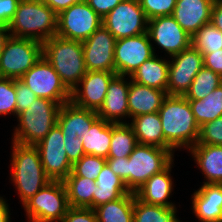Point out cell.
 <instances>
[{
	"label": "cell",
	"instance_id": "obj_19",
	"mask_svg": "<svg viewBox=\"0 0 222 222\" xmlns=\"http://www.w3.org/2000/svg\"><path fill=\"white\" fill-rule=\"evenodd\" d=\"M191 199L192 213L199 222H222V184H203Z\"/></svg>",
	"mask_w": 222,
	"mask_h": 222
},
{
	"label": "cell",
	"instance_id": "obj_50",
	"mask_svg": "<svg viewBox=\"0 0 222 222\" xmlns=\"http://www.w3.org/2000/svg\"><path fill=\"white\" fill-rule=\"evenodd\" d=\"M10 37L8 26H0V56L3 52L6 40Z\"/></svg>",
	"mask_w": 222,
	"mask_h": 222
},
{
	"label": "cell",
	"instance_id": "obj_24",
	"mask_svg": "<svg viewBox=\"0 0 222 222\" xmlns=\"http://www.w3.org/2000/svg\"><path fill=\"white\" fill-rule=\"evenodd\" d=\"M188 152L204 175L203 184H222V145L195 144Z\"/></svg>",
	"mask_w": 222,
	"mask_h": 222
},
{
	"label": "cell",
	"instance_id": "obj_10",
	"mask_svg": "<svg viewBox=\"0 0 222 222\" xmlns=\"http://www.w3.org/2000/svg\"><path fill=\"white\" fill-rule=\"evenodd\" d=\"M101 25L102 17L83 0L57 15L56 35L68 40L84 41Z\"/></svg>",
	"mask_w": 222,
	"mask_h": 222
},
{
	"label": "cell",
	"instance_id": "obj_7",
	"mask_svg": "<svg viewBox=\"0 0 222 222\" xmlns=\"http://www.w3.org/2000/svg\"><path fill=\"white\" fill-rule=\"evenodd\" d=\"M22 206L28 222H61L70 207L63 181H50Z\"/></svg>",
	"mask_w": 222,
	"mask_h": 222
},
{
	"label": "cell",
	"instance_id": "obj_22",
	"mask_svg": "<svg viewBox=\"0 0 222 222\" xmlns=\"http://www.w3.org/2000/svg\"><path fill=\"white\" fill-rule=\"evenodd\" d=\"M166 96V91L130 81L128 92L129 118L158 112Z\"/></svg>",
	"mask_w": 222,
	"mask_h": 222
},
{
	"label": "cell",
	"instance_id": "obj_13",
	"mask_svg": "<svg viewBox=\"0 0 222 222\" xmlns=\"http://www.w3.org/2000/svg\"><path fill=\"white\" fill-rule=\"evenodd\" d=\"M35 147L47 176L52 181H64L72 171V164L67 158L60 127L56 124Z\"/></svg>",
	"mask_w": 222,
	"mask_h": 222
},
{
	"label": "cell",
	"instance_id": "obj_21",
	"mask_svg": "<svg viewBox=\"0 0 222 222\" xmlns=\"http://www.w3.org/2000/svg\"><path fill=\"white\" fill-rule=\"evenodd\" d=\"M174 161L160 173L151 176L134 193L135 196L148 204L161 205L168 208L176 207L175 203L168 201L174 190L171 169Z\"/></svg>",
	"mask_w": 222,
	"mask_h": 222
},
{
	"label": "cell",
	"instance_id": "obj_42",
	"mask_svg": "<svg viewBox=\"0 0 222 222\" xmlns=\"http://www.w3.org/2000/svg\"><path fill=\"white\" fill-rule=\"evenodd\" d=\"M63 139L67 158L73 165L83 155H85L81 138L78 136H63Z\"/></svg>",
	"mask_w": 222,
	"mask_h": 222
},
{
	"label": "cell",
	"instance_id": "obj_20",
	"mask_svg": "<svg viewBox=\"0 0 222 222\" xmlns=\"http://www.w3.org/2000/svg\"><path fill=\"white\" fill-rule=\"evenodd\" d=\"M215 0H177L173 18L191 36L203 25L210 23Z\"/></svg>",
	"mask_w": 222,
	"mask_h": 222
},
{
	"label": "cell",
	"instance_id": "obj_8",
	"mask_svg": "<svg viewBox=\"0 0 222 222\" xmlns=\"http://www.w3.org/2000/svg\"><path fill=\"white\" fill-rule=\"evenodd\" d=\"M42 57V42L10 36L0 56V77L20 79Z\"/></svg>",
	"mask_w": 222,
	"mask_h": 222
},
{
	"label": "cell",
	"instance_id": "obj_16",
	"mask_svg": "<svg viewBox=\"0 0 222 222\" xmlns=\"http://www.w3.org/2000/svg\"><path fill=\"white\" fill-rule=\"evenodd\" d=\"M115 43L116 38L103 24L88 39L82 41L86 70L115 73Z\"/></svg>",
	"mask_w": 222,
	"mask_h": 222
},
{
	"label": "cell",
	"instance_id": "obj_26",
	"mask_svg": "<svg viewBox=\"0 0 222 222\" xmlns=\"http://www.w3.org/2000/svg\"><path fill=\"white\" fill-rule=\"evenodd\" d=\"M168 70L169 60L155 54L143 62L128 78L139 84L167 91Z\"/></svg>",
	"mask_w": 222,
	"mask_h": 222
},
{
	"label": "cell",
	"instance_id": "obj_41",
	"mask_svg": "<svg viewBox=\"0 0 222 222\" xmlns=\"http://www.w3.org/2000/svg\"><path fill=\"white\" fill-rule=\"evenodd\" d=\"M61 222H98L94 209L69 207Z\"/></svg>",
	"mask_w": 222,
	"mask_h": 222
},
{
	"label": "cell",
	"instance_id": "obj_29",
	"mask_svg": "<svg viewBox=\"0 0 222 222\" xmlns=\"http://www.w3.org/2000/svg\"><path fill=\"white\" fill-rule=\"evenodd\" d=\"M134 192L94 208L98 222H133Z\"/></svg>",
	"mask_w": 222,
	"mask_h": 222
},
{
	"label": "cell",
	"instance_id": "obj_39",
	"mask_svg": "<svg viewBox=\"0 0 222 222\" xmlns=\"http://www.w3.org/2000/svg\"><path fill=\"white\" fill-rule=\"evenodd\" d=\"M196 144L222 145V116L200 127Z\"/></svg>",
	"mask_w": 222,
	"mask_h": 222
},
{
	"label": "cell",
	"instance_id": "obj_25",
	"mask_svg": "<svg viewBox=\"0 0 222 222\" xmlns=\"http://www.w3.org/2000/svg\"><path fill=\"white\" fill-rule=\"evenodd\" d=\"M96 184L92 197V209L131 193L124 181L111 170L107 163L99 173Z\"/></svg>",
	"mask_w": 222,
	"mask_h": 222
},
{
	"label": "cell",
	"instance_id": "obj_33",
	"mask_svg": "<svg viewBox=\"0 0 222 222\" xmlns=\"http://www.w3.org/2000/svg\"><path fill=\"white\" fill-rule=\"evenodd\" d=\"M137 145L135 133L128 123H112L108 158L129 157Z\"/></svg>",
	"mask_w": 222,
	"mask_h": 222
},
{
	"label": "cell",
	"instance_id": "obj_48",
	"mask_svg": "<svg viewBox=\"0 0 222 222\" xmlns=\"http://www.w3.org/2000/svg\"><path fill=\"white\" fill-rule=\"evenodd\" d=\"M216 28L222 31V0H215L212 12H211V21Z\"/></svg>",
	"mask_w": 222,
	"mask_h": 222
},
{
	"label": "cell",
	"instance_id": "obj_4",
	"mask_svg": "<svg viewBox=\"0 0 222 222\" xmlns=\"http://www.w3.org/2000/svg\"><path fill=\"white\" fill-rule=\"evenodd\" d=\"M42 56L52 65L70 91L87 73L82 41L55 35L42 43Z\"/></svg>",
	"mask_w": 222,
	"mask_h": 222
},
{
	"label": "cell",
	"instance_id": "obj_1",
	"mask_svg": "<svg viewBox=\"0 0 222 222\" xmlns=\"http://www.w3.org/2000/svg\"><path fill=\"white\" fill-rule=\"evenodd\" d=\"M166 149L175 152L189 150L199 138L200 127L184 96L167 95L159 109Z\"/></svg>",
	"mask_w": 222,
	"mask_h": 222
},
{
	"label": "cell",
	"instance_id": "obj_5",
	"mask_svg": "<svg viewBox=\"0 0 222 222\" xmlns=\"http://www.w3.org/2000/svg\"><path fill=\"white\" fill-rule=\"evenodd\" d=\"M60 107L57 102L36 98L25 111L16 116L18 125L13 129L12 141L35 146L57 124Z\"/></svg>",
	"mask_w": 222,
	"mask_h": 222
},
{
	"label": "cell",
	"instance_id": "obj_40",
	"mask_svg": "<svg viewBox=\"0 0 222 222\" xmlns=\"http://www.w3.org/2000/svg\"><path fill=\"white\" fill-rule=\"evenodd\" d=\"M15 92H16V116L25 111L28 105L38 98L35 93L25 85L20 79H15Z\"/></svg>",
	"mask_w": 222,
	"mask_h": 222
},
{
	"label": "cell",
	"instance_id": "obj_27",
	"mask_svg": "<svg viewBox=\"0 0 222 222\" xmlns=\"http://www.w3.org/2000/svg\"><path fill=\"white\" fill-rule=\"evenodd\" d=\"M130 121L128 124L133 129L138 144L166 149L159 112L136 116Z\"/></svg>",
	"mask_w": 222,
	"mask_h": 222
},
{
	"label": "cell",
	"instance_id": "obj_38",
	"mask_svg": "<svg viewBox=\"0 0 222 222\" xmlns=\"http://www.w3.org/2000/svg\"><path fill=\"white\" fill-rule=\"evenodd\" d=\"M148 20L172 15L177 0H139Z\"/></svg>",
	"mask_w": 222,
	"mask_h": 222
},
{
	"label": "cell",
	"instance_id": "obj_32",
	"mask_svg": "<svg viewBox=\"0 0 222 222\" xmlns=\"http://www.w3.org/2000/svg\"><path fill=\"white\" fill-rule=\"evenodd\" d=\"M177 208L145 203L134 193L133 222H182L176 216Z\"/></svg>",
	"mask_w": 222,
	"mask_h": 222
},
{
	"label": "cell",
	"instance_id": "obj_43",
	"mask_svg": "<svg viewBox=\"0 0 222 222\" xmlns=\"http://www.w3.org/2000/svg\"><path fill=\"white\" fill-rule=\"evenodd\" d=\"M21 0H0V26H8Z\"/></svg>",
	"mask_w": 222,
	"mask_h": 222
},
{
	"label": "cell",
	"instance_id": "obj_36",
	"mask_svg": "<svg viewBox=\"0 0 222 222\" xmlns=\"http://www.w3.org/2000/svg\"><path fill=\"white\" fill-rule=\"evenodd\" d=\"M105 163L106 158L85 154L72 165V171L68 176L96 180Z\"/></svg>",
	"mask_w": 222,
	"mask_h": 222
},
{
	"label": "cell",
	"instance_id": "obj_28",
	"mask_svg": "<svg viewBox=\"0 0 222 222\" xmlns=\"http://www.w3.org/2000/svg\"><path fill=\"white\" fill-rule=\"evenodd\" d=\"M111 138L112 123L98 118L81 137L84 153L107 159Z\"/></svg>",
	"mask_w": 222,
	"mask_h": 222
},
{
	"label": "cell",
	"instance_id": "obj_46",
	"mask_svg": "<svg viewBox=\"0 0 222 222\" xmlns=\"http://www.w3.org/2000/svg\"><path fill=\"white\" fill-rule=\"evenodd\" d=\"M127 160L128 157L107 158L106 163L111 170L119 176L127 187Z\"/></svg>",
	"mask_w": 222,
	"mask_h": 222
},
{
	"label": "cell",
	"instance_id": "obj_14",
	"mask_svg": "<svg viewBox=\"0 0 222 222\" xmlns=\"http://www.w3.org/2000/svg\"><path fill=\"white\" fill-rule=\"evenodd\" d=\"M167 95L184 96L203 67V55L192 45L169 57Z\"/></svg>",
	"mask_w": 222,
	"mask_h": 222
},
{
	"label": "cell",
	"instance_id": "obj_9",
	"mask_svg": "<svg viewBox=\"0 0 222 222\" xmlns=\"http://www.w3.org/2000/svg\"><path fill=\"white\" fill-rule=\"evenodd\" d=\"M20 80L31 89L38 98L48 99L60 105L71 99V91L62 82L52 65L42 56Z\"/></svg>",
	"mask_w": 222,
	"mask_h": 222
},
{
	"label": "cell",
	"instance_id": "obj_17",
	"mask_svg": "<svg viewBox=\"0 0 222 222\" xmlns=\"http://www.w3.org/2000/svg\"><path fill=\"white\" fill-rule=\"evenodd\" d=\"M116 75L109 71H87L71 90L70 101L78 107L98 112L104 103L108 85Z\"/></svg>",
	"mask_w": 222,
	"mask_h": 222
},
{
	"label": "cell",
	"instance_id": "obj_47",
	"mask_svg": "<svg viewBox=\"0 0 222 222\" xmlns=\"http://www.w3.org/2000/svg\"><path fill=\"white\" fill-rule=\"evenodd\" d=\"M48 5L57 15L71 5L79 3L83 0H42Z\"/></svg>",
	"mask_w": 222,
	"mask_h": 222
},
{
	"label": "cell",
	"instance_id": "obj_6",
	"mask_svg": "<svg viewBox=\"0 0 222 222\" xmlns=\"http://www.w3.org/2000/svg\"><path fill=\"white\" fill-rule=\"evenodd\" d=\"M174 152L152 145L138 144L127 160V188L135 192L151 176L174 161Z\"/></svg>",
	"mask_w": 222,
	"mask_h": 222
},
{
	"label": "cell",
	"instance_id": "obj_2",
	"mask_svg": "<svg viewBox=\"0 0 222 222\" xmlns=\"http://www.w3.org/2000/svg\"><path fill=\"white\" fill-rule=\"evenodd\" d=\"M11 170L9 178L18 191L23 205L40 189L52 181L44 171L38 149L33 145L11 142Z\"/></svg>",
	"mask_w": 222,
	"mask_h": 222
},
{
	"label": "cell",
	"instance_id": "obj_49",
	"mask_svg": "<svg viewBox=\"0 0 222 222\" xmlns=\"http://www.w3.org/2000/svg\"><path fill=\"white\" fill-rule=\"evenodd\" d=\"M7 201L0 196V222H11V213Z\"/></svg>",
	"mask_w": 222,
	"mask_h": 222
},
{
	"label": "cell",
	"instance_id": "obj_18",
	"mask_svg": "<svg viewBox=\"0 0 222 222\" xmlns=\"http://www.w3.org/2000/svg\"><path fill=\"white\" fill-rule=\"evenodd\" d=\"M125 77L116 75L109 83L104 103L97 112L99 118L115 124L129 123L125 119L129 118L128 92L131 78Z\"/></svg>",
	"mask_w": 222,
	"mask_h": 222
},
{
	"label": "cell",
	"instance_id": "obj_23",
	"mask_svg": "<svg viewBox=\"0 0 222 222\" xmlns=\"http://www.w3.org/2000/svg\"><path fill=\"white\" fill-rule=\"evenodd\" d=\"M99 118L97 112L78 107L71 101L61 105L57 125L62 130L63 136H78L89 131L91 125Z\"/></svg>",
	"mask_w": 222,
	"mask_h": 222
},
{
	"label": "cell",
	"instance_id": "obj_37",
	"mask_svg": "<svg viewBox=\"0 0 222 222\" xmlns=\"http://www.w3.org/2000/svg\"><path fill=\"white\" fill-rule=\"evenodd\" d=\"M16 117L15 79L0 77V116Z\"/></svg>",
	"mask_w": 222,
	"mask_h": 222
},
{
	"label": "cell",
	"instance_id": "obj_35",
	"mask_svg": "<svg viewBox=\"0 0 222 222\" xmlns=\"http://www.w3.org/2000/svg\"><path fill=\"white\" fill-rule=\"evenodd\" d=\"M191 45L201 54L222 49V31L211 22L199 28L191 38Z\"/></svg>",
	"mask_w": 222,
	"mask_h": 222
},
{
	"label": "cell",
	"instance_id": "obj_31",
	"mask_svg": "<svg viewBox=\"0 0 222 222\" xmlns=\"http://www.w3.org/2000/svg\"><path fill=\"white\" fill-rule=\"evenodd\" d=\"M199 127L222 116V84L203 99L188 100Z\"/></svg>",
	"mask_w": 222,
	"mask_h": 222
},
{
	"label": "cell",
	"instance_id": "obj_30",
	"mask_svg": "<svg viewBox=\"0 0 222 222\" xmlns=\"http://www.w3.org/2000/svg\"><path fill=\"white\" fill-rule=\"evenodd\" d=\"M70 207L92 209V197L95 192L96 180L86 177L67 176L63 181Z\"/></svg>",
	"mask_w": 222,
	"mask_h": 222
},
{
	"label": "cell",
	"instance_id": "obj_34",
	"mask_svg": "<svg viewBox=\"0 0 222 222\" xmlns=\"http://www.w3.org/2000/svg\"><path fill=\"white\" fill-rule=\"evenodd\" d=\"M221 84L222 77L203 66L193 79L184 97L187 100L203 99Z\"/></svg>",
	"mask_w": 222,
	"mask_h": 222
},
{
	"label": "cell",
	"instance_id": "obj_12",
	"mask_svg": "<svg viewBox=\"0 0 222 222\" xmlns=\"http://www.w3.org/2000/svg\"><path fill=\"white\" fill-rule=\"evenodd\" d=\"M148 33L116 40L114 50L115 73L131 76L139 66L155 54Z\"/></svg>",
	"mask_w": 222,
	"mask_h": 222
},
{
	"label": "cell",
	"instance_id": "obj_3",
	"mask_svg": "<svg viewBox=\"0 0 222 222\" xmlns=\"http://www.w3.org/2000/svg\"><path fill=\"white\" fill-rule=\"evenodd\" d=\"M8 29L10 36L43 43L56 35L57 14L42 0H21Z\"/></svg>",
	"mask_w": 222,
	"mask_h": 222
},
{
	"label": "cell",
	"instance_id": "obj_44",
	"mask_svg": "<svg viewBox=\"0 0 222 222\" xmlns=\"http://www.w3.org/2000/svg\"><path fill=\"white\" fill-rule=\"evenodd\" d=\"M203 55V66L222 77V49Z\"/></svg>",
	"mask_w": 222,
	"mask_h": 222
},
{
	"label": "cell",
	"instance_id": "obj_15",
	"mask_svg": "<svg viewBox=\"0 0 222 222\" xmlns=\"http://www.w3.org/2000/svg\"><path fill=\"white\" fill-rule=\"evenodd\" d=\"M147 33L150 41L158 45L170 57L191 46V38L172 15L148 20Z\"/></svg>",
	"mask_w": 222,
	"mask_h": 222
},
{
	"label": "cell",
	"instance_id": "obj_45",
	"mask_svg": "<svg viewBox=\"0 0 222 222\" xmlns=\"http://www.w3.org/2000/svg\"><path fill=\"white\" fill-rule=\"evenodd\" d=\"M88 5L100 16H106L123 0H85Z\"/></svg>",
	"mask_w": 222,
	"mask_h": 222
},
{
	"label": "cell",
	"instance_id": "obj_11",
	"mask_svg": "<svg viewBox=\"0 0 222 222\" xmlns=\"http://www.w3.org/2000/svg\"><path fill=\"white\" fill-rule=\"evenodd\" d=\"M102 24L118 40L146 33L148 19L139 0H123L102 18Z\"/></svg>",
	"mask_w": 222,
	"mask_h": 222
}]
</instances>
